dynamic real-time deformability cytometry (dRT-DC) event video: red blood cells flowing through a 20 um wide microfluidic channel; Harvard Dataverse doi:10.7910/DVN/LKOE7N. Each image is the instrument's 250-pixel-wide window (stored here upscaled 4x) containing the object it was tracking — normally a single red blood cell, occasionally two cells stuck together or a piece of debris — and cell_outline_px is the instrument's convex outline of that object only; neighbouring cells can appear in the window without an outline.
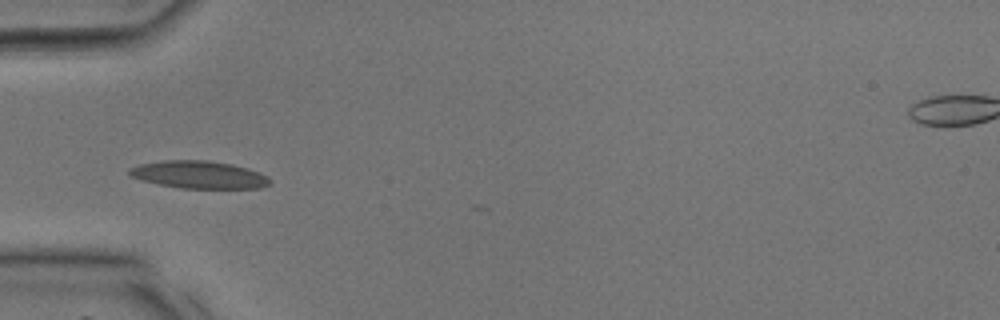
{"species": "common noctule bat (a hibernating species)", "species_latin": "Nyctalus noctula", "temperature_condition": "room temperature", "stored_images_in_passage": 2, "camera_frame_rate_fps": 3000, "um_per_image_px": 0.085, "animal": {"sex": "male", "body_mass_g": 17.9, "forearm_length_mm": 54.2}, "frame": {"image": 1, "passage_image": 1, "time_ms": 0.0, "image_size_px": [1000, 320], "cell_outline_px": [[272, 180], [268, 184], [260, 188], [180, 188], [160, 184], [144, 180], [132, 176], [128, 172], [128, 168], [140, 164], [164, 160], [208, 160], [232, 164], [248, 168], [260, 172], [268, 176]], "centroid_in_image_um": [16.95, 14.84], "position_along_channel_um": 68.1, "area_um2": 22.48}}